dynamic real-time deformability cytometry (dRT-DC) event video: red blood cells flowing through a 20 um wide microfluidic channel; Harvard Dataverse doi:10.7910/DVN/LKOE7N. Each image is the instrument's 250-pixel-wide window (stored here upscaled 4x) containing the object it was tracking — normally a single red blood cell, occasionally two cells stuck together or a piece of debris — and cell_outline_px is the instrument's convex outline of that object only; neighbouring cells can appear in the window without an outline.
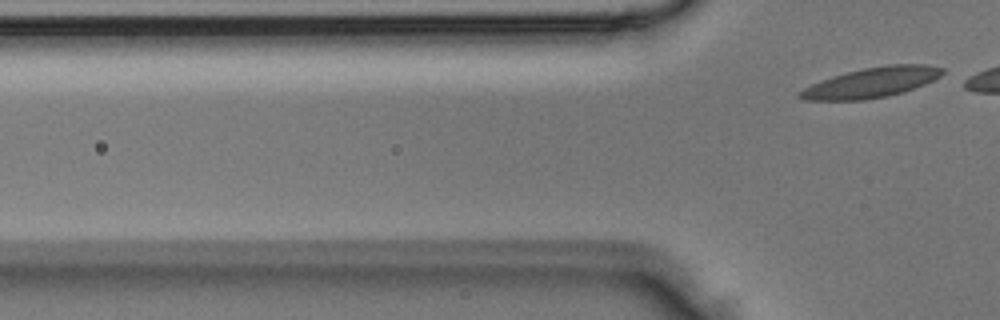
{"species": "Egyptian fruit bat (a non-hibernating species)", "species_latin": "Rousettus aegyptiacus", "temperature_condition": "room temperature", "stored_images_in_passage": 5, "segment_of_instrument_passage": [2, 2], "camera_frame_rate_fps": 3000, "um_per_image_px": 0.085, "animal": {"sex": "male"}, "frame": {"image": 1, "passage_image": 5, "time_ms": 1.333, "image_size_px": [1000, 320], "cell_outline_px": [[944, 72], [940, 76], [924, 84], [904, 92], [888, 96], [864, 100], [804, 100], [796, 96], [804, 88], [812, 84], [832, 76], [864, 68], [892, 64], [928, 64], [944, 68]], "centroid_in_image_um": [74.1, 7.02], "position_along_channel_um": 51.7, "area_um2": 24.85}}